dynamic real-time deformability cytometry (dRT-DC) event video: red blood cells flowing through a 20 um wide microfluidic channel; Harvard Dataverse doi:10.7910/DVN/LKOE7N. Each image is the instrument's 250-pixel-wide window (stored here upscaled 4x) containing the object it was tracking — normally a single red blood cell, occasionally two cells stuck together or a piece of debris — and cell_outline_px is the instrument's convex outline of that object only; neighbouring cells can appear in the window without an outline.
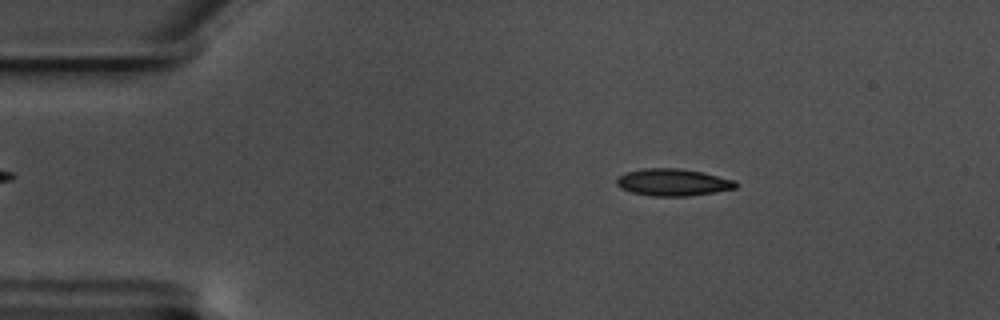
{"species": "common noctule bat (a hibernating species)", "species_latin": "Nyctalus noctula", "temperature_condition": "warm", "stored_images_in_passage": 49, "camera_frame_rate_fps": 3000, "um_per_image_px": 0.085, "animal": {"sex": "male", "body_mass_g": 17.5, "forearm_length_mm": 52.3}, "frame": {"image": 1, "passage_image": 1, "time_ms": 0.0, "image_size_px": [1000, 320], "cell_outline_px": [[736, 188], [688, 196], [652, 196], [632, 192], [620, 188], [616, 184], [616, 180], [620, 176], [628, 172], [644, 168], [676, 168], [704, 172], [736, 180]], "centroid_in_image_um": [57.2, 15.49], "position_along_channel_um": 27.8, "area_um2": 18.67}}
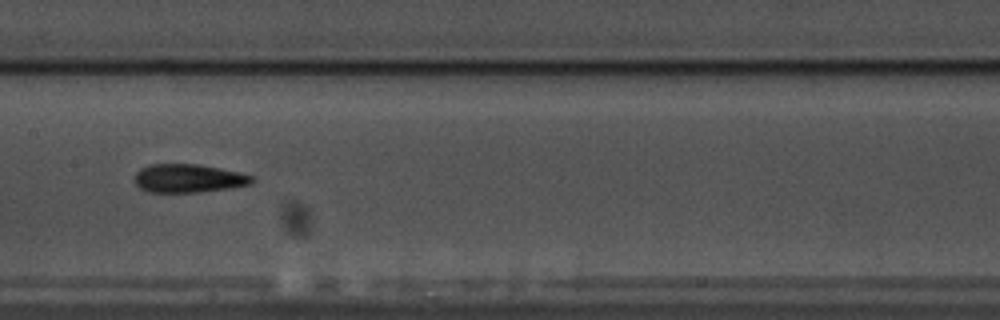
{"frame": {"image": 2, "passage_image": 20, "time_ms": 6.333, "image_size_px": [1000, 320], "cell_outline_px": [[252, 184], [232, 188], [200, 192], [148, 192], [140, 188], [132, 180], [136, 172], [140, 168], [148, 164], [200, 164], [220, 168], [252, 176]], "centroid_in_image_um": [15.96, 15.16], "position_along_channel_um": 191.4, "area_um2": 19.59}}
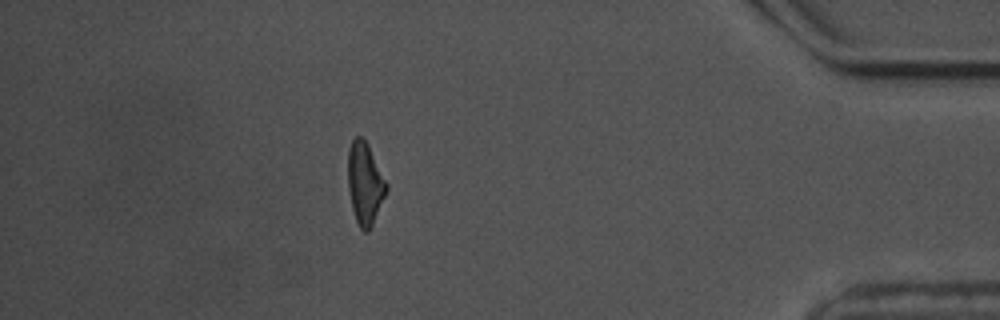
{"frame": {"image": 3, "passage_image": 42, "time_ms": 13.667, "image_size_px": [1000, 320], "cell_outline_px": [[388, 188], [372, 224], [368, 232], [364, 232], [360, 228], [356, 220], [352, 208], [348, 188], [348, 148], [352, 140], [356, 136], [360, 136], [368, 144], [388, 184]], "centroid_in_image_um": [31.01, 15.57], "position_along_channel_um": 404.2, "area_um2": 18.26}, "authors_computed_cell_mechanics": {"area_um2": 18.6116, "velocity_mm_per_s": 3.5441, "shape_relaxation_time_tau1_ms": 4.3423, "shape_relaxation_time_tau2_ms": 6.3298, "deformation_change_tau1": 0.1551, "deformation_change_tau2": 0.1324}}